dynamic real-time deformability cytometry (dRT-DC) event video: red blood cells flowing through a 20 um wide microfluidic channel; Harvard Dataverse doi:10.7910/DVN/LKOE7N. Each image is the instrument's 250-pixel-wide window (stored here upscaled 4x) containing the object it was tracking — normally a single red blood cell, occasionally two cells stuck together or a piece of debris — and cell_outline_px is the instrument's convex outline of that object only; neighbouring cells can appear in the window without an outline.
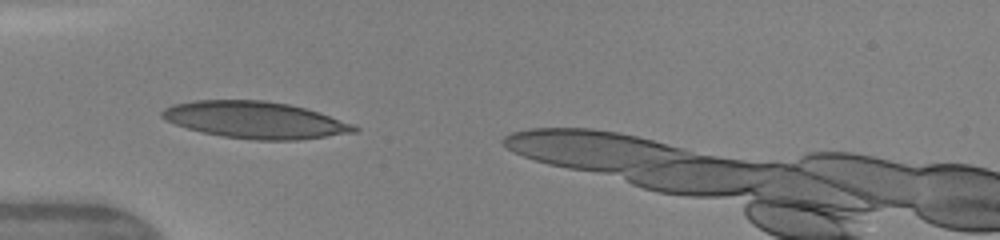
{"species": "human", "species_latin": "Homo sapiens", "temperature_condition": "warm", "stored_images_in_passage": 33, "camera_frame_rate_fps": 3000, "um_per_image_px": 0.085, "donor": {"sex": "female"}, "frame": {"image": 1, "passage_image": 6, "time_ms": 1.667, "image_size_px": [1000, 240], "cell_outline_px": [[360, 128], [356, 132], [296, 140], [256, 140], [224, 136], [204, 132], [188, 128], [164, 120], [160, 116], [160, 112], [164, 108], [172, 104], [196, 100], [264, 100], [288, 104], [320, 112], [352, 124]], "centroid_in_image_um": [21.67, 10.19], "position_along_channel_um": 63.3, "area_um2": 41.04}}
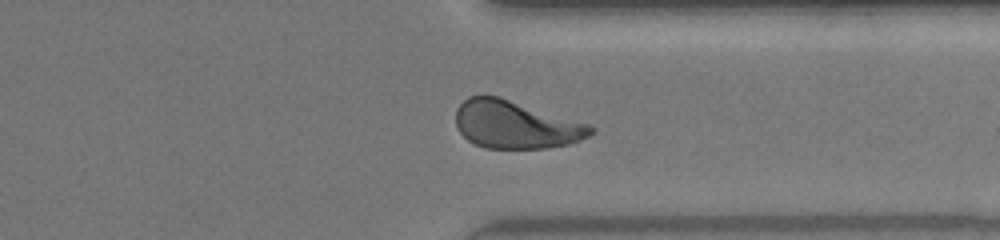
{"frame": {"image": 2, "passage_image": 28, "time_ms": 9.0, "image_size_px": [1000, 240], "cell_outline_px": [[596, 128], [588, 136], [568, 144], [548, 148], [484, 148], [468, 140], [460, 132], [456, 124], [456, 108], [468, 96], [500, 96], [588, 124]], "centroid_in_image_um": [43.8, 10.59], "position_along_channel_um": 367.6, "area_um2": 37.34}}